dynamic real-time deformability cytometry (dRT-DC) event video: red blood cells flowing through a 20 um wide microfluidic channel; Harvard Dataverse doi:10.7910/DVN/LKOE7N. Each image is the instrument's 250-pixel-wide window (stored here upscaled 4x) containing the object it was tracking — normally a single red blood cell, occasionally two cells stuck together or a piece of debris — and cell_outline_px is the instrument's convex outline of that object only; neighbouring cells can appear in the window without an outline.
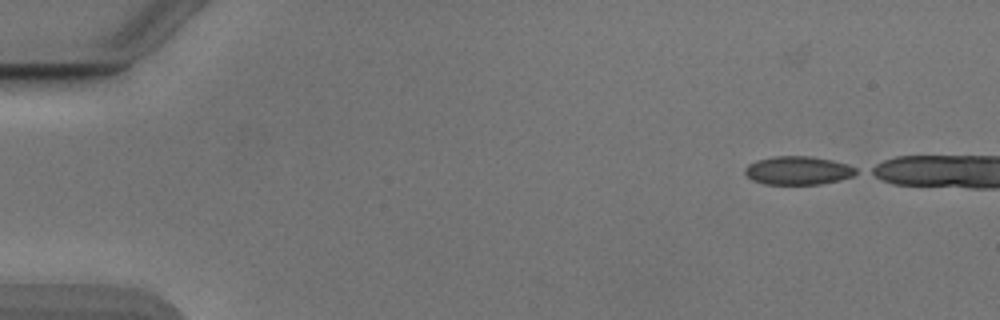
{"species": "Egyptian fruit bat (a non-hibernating species)", "species_latin": "Rousettus aegyptiacus", "temperature_condition": "cold", "stored_images_in_passage": 6, "camera_frame_rate_fps": 3000, "um_per_image_px": 0.085, "animal": {"sex": "male"}, "frame": {"image": 1, "passage_image": 2, "time_ms": 0.333, "image_size_px": [1000, 320], "cell_outline_px": [[860, 172], [852, 176], [840, 180], [820, 184], [764, 184], [752, 180], [744, 172], [744, 168], [748, 164], [756, 160], [772, 156], [808, 156], [832, 160], [848, 164], [856, 168]], "centroid_in_image_um": [67.83, 14.49], "position_along_channel_um": 17.2, "area_um2": 18.55}}